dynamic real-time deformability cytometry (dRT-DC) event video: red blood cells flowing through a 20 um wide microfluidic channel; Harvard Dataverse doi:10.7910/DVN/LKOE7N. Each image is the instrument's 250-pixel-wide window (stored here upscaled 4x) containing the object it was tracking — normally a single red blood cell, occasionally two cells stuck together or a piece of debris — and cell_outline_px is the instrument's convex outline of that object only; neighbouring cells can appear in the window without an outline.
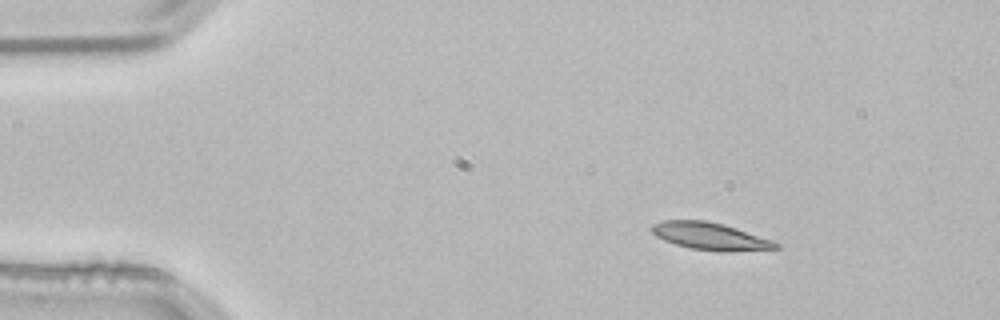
{"species": "common noctule bat (a hibernating species)", "species_latin": "Nyctalus noctula", "temperature_condition": "room temperature", "stored_images_in_passage": 2, "camera_frame_rate_fps": 3000, "um_per_image_px": 0.085, "animal": {"sex": "male", "body_mass_g": 21.5, "forearm_length_mm": 52.0}, "frame": {"image": 1, "passage_image": 1, "time_ms": 0.0, "image_size_px": [1000, 320], "cell_outline_px": [[780, 248], [720, 252], [688, 248], [664, 240], [656, 236], [652, 232], [652, 224], [664, 220], [704, 220], [724, 224], [772, 240], [780, 244]], "centroid_in_image_um": [60.36, 20.08], "position_along_channel_um": 24.6, "area_um2": 19.65}}